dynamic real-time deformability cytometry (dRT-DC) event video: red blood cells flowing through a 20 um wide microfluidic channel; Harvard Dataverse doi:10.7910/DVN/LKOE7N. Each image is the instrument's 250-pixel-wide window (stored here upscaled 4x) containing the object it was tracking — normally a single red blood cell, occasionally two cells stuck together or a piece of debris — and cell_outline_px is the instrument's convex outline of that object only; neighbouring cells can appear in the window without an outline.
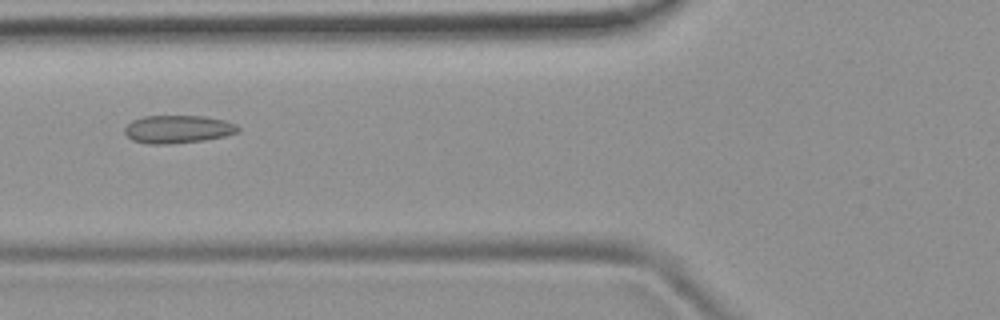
{"species": "common noctule bat (a hibernating species)", "species_latin": "Nyctalus noctula", "temperature_condition": "room temperature", "stored_images_in_passage": 44, "camera_frame_rate_fps": 3000, "um_per_image_px": 0.085, "animal": {"sex": "female", "body_mass_g": 19.9}, "frame": {"image": 1, "passage_image": 11, "time_ms": 3.333, "image_size_px": [1000, 320], "cell_outline_px": [[240, 132], [224, 136], [204, 140], [168, 144], [148, 144], [132, 140], [124, 132], [124, 128], [132, 120], [144, 116], [204, 116], [224, 120], [236, 124], [240, 128]], "centroid_in_image_um": [15.12, 10.98], "position_along_channel_um": 110.7, "area_um2": 18.5}}
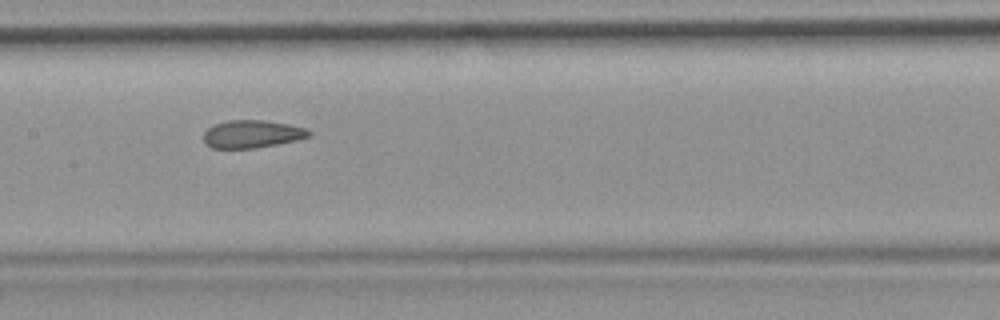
{"frame": {"image": 2, "passage_image": 17, "time_ms": 5.333, "image_size_px": [1000, 320], "cell_outline_px": [[312, 132], [308, 136], [296, 140], [256, 148], [212, 148], [204, 144], [204, 132], [208, 128], [216, 124], [228, 120], [264, 120], [288, 124], [304, 128]], "centroid_in_image_um": [21.39, 11.39], "position_along_channel_um": 186.0, "area_um2": 16.88}}
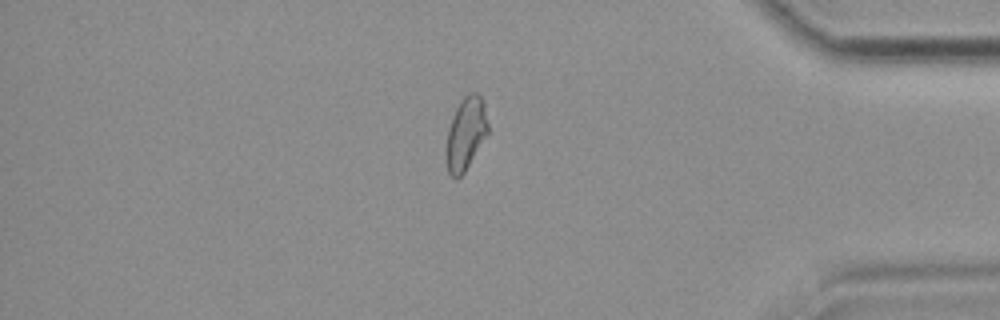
{"frame": {"image": 3, "passage_image": 36, "time_ms": 11.667, "image_size_px": [1000, 320], "cell_outline_px": [[488, 132], [464, 172], [456, 180], [448, 172], [444, 152], [444, 148], [448, 128], [452, 116], [460, 100], [468, 92], [476, 92], [484, 100], [488, 124]], "centroid_in_image_um": [39.56, 11.33], "position_along_channel_um": 395.6, "area_um2": 17.98}, "authors_computed_cell_mechanics": {"area_um2": 17.9758, "velocity_mm_per_s": 3.7654, "shape_relaxation_time_tau1_ms": null, "shape_relaxation_time_tau2_ms": 1.7531, "deformation_change_tau1": null, "deformation_change_tau2": 0.0962}}